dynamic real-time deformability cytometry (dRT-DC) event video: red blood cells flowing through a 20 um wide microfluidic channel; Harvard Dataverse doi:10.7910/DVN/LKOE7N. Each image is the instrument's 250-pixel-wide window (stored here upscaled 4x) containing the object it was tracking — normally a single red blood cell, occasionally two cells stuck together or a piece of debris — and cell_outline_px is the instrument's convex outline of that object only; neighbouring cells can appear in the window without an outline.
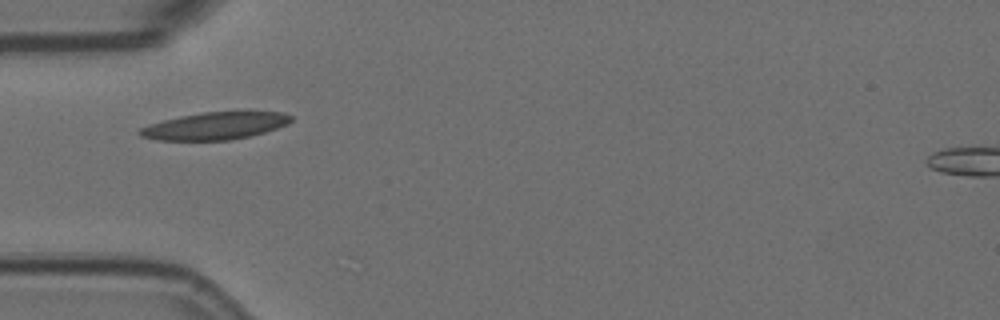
{"species": "Egyptian fruit bat (a non-hibernating species)", "species_latin": "Rousettus aegyptiacus", "temperature_condition": "room temperature", "stored_images_in_passage": 5, "camera_frame_rate_fps": 3000, "um_per_image_px": 0.085, "animal": {"sex": "female"}, "frame": {"image": 1, "passage_image": 1, "time_ms": 0.0, "image_size_px": [1000, 320], "cell_outline_px": [[292, 120], [288, 124], [264, 132], [248, 136], [228, 140], [160, 140], [140, 136], [136, 132], [140, 128], [148, 124], [180, 116], [204, 112], [284, 112], [292, 116]], "centroid_in_image_um": [18.25, 10.7], "position_along_channel_um": 66.7, "area_um2": 23.87}}
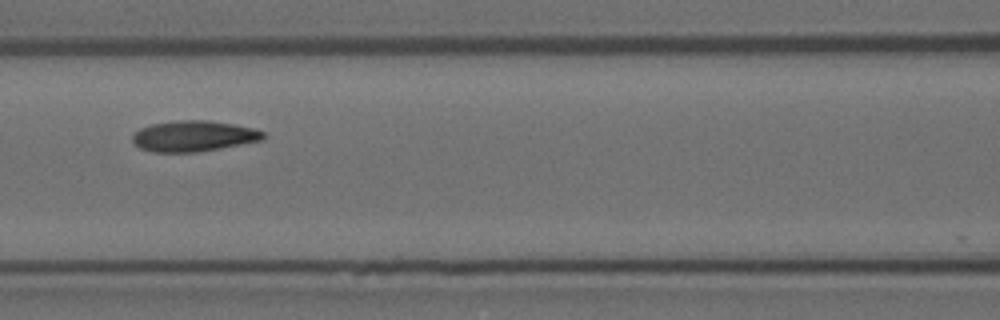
{"frame": {"image": 2, "passage_image": 3, "time_ms": 0.667, "image_size_px": [1000, 320], "cell_outline_px": [[264, 140], [220, 148], [196, 152], [152, 152], [140, 148], [132, 140], [132, 136], [140, 128], [152, 124], [176, 120], [208, 120], [256, 128], [264, 132]], "centroid_in_image_um": [16.47, 11.56], "position_along_channel_um": 150.1, "area_um2": 23.47}}
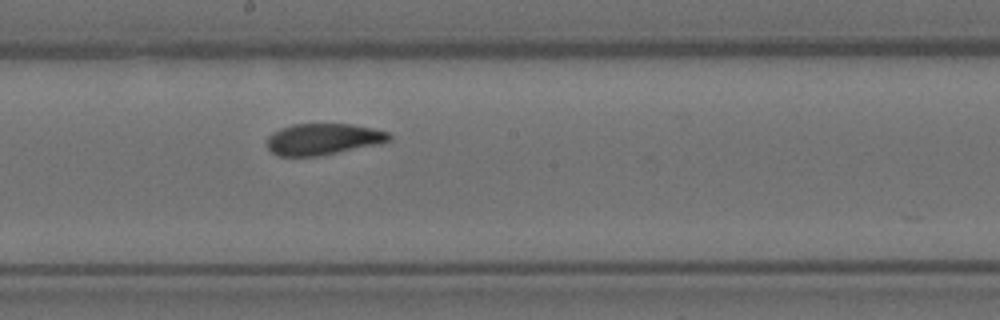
{"frame": {"image": 3, "passage_image": 5, "time_ms": 1.333, "image_size_px": [1000, 320], "cell_outline_px": [[392, 140], [380, 144], [316, 156], [276, 156], [268, 148], [268, 136], [272, 132], [280, 128], [292, 124], [352, 124], [372, 128], [388, 132], [392, 136]], "centroid_in_image_um": [27.47, 11.82], "position_along_channel_um": 220.7, "area_um2": 22.37}}